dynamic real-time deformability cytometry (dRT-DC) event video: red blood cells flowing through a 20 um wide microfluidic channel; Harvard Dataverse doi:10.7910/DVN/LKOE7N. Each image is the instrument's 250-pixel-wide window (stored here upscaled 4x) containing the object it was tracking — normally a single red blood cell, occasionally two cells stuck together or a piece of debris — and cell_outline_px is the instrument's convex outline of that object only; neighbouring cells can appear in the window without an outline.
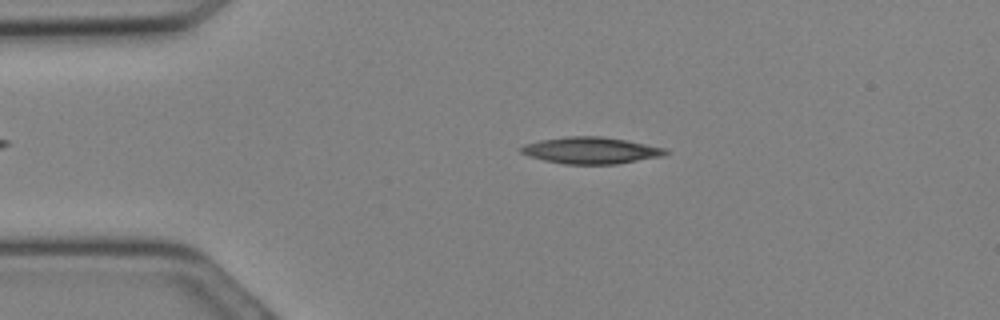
{"species": "Egyptian fruit bat (a non-hibernating species)", "species_latin": "Rousettus aegyptiacus", "temperature_condition": "cold", "stored_images_in_passage": 14, "camera_frame_rate_fps": 3000, "um_per_image_px": 0.085, "animal": {"sex": "female"}, "frame": {"image": 1, "passage_image": 4, "time_ms": 1.0, "image_size_px": [1000, 320], "cell_outline_px": [[668, 152], [664, 156], [616, 164], [564, 164], [544, 160], [520, 152], [520, 148], [524, 144], [540, 140], [564, 136], [600, 136], [624, 140], [664, 148]], "centroid_in_image_um": [50.21, 12.78], "position_along_channel_um": 34.8, "area_um2": 22.2}}
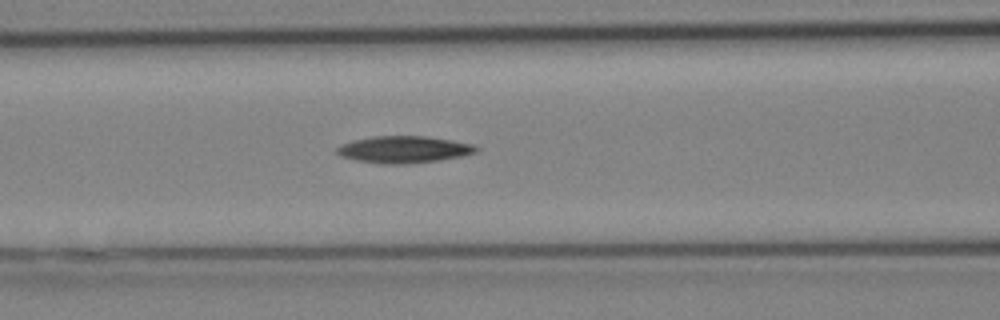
{"frame": {"image": 2, "passage_image": 10, "time_ms": 3.0, "image_size_px": [1000, 320], "cell_outline_px": [[480, 148], [476, 152], [460, 156], [440, 160], [404, 164], [380, 164], [356, 160], [340, 156], [336, 152], [336, 148], [340, 144], [352, 140], [372, 136], [424, 136], [452, 140], [472, 144]], "centroid_in_image_um": [34.28, 12.7], "position_along_channel_um": 132.3, "area_um2": 21.91}}
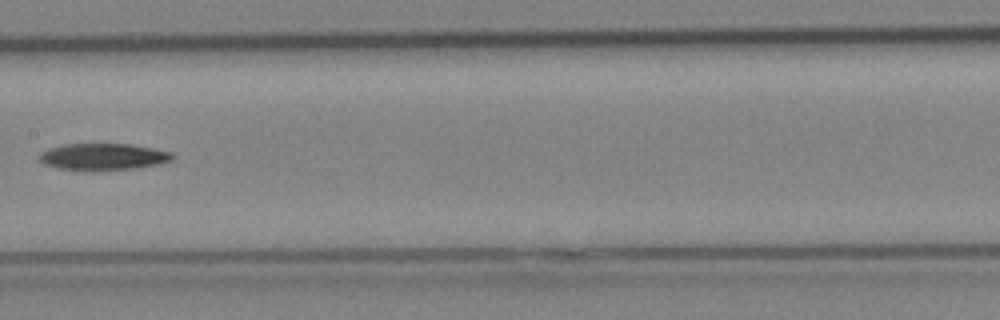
{"frame": {"image": 3, "passage_image": 13, "time_ms": 4.0, "image_size_px": [1000, 320], "cell_outline_px": [[176, 156], [172, 160], [156, 164], [132, 168], [60, 168], [44, 164], [40, 160], [40, 152], [48, 148], [64, 144], [128, 144], [152, 148], [172, 152]], "centroid_in_image_um": [8.79, 13.27], "position_along_channel_um": 198.6, "area_um2": 19.77}}